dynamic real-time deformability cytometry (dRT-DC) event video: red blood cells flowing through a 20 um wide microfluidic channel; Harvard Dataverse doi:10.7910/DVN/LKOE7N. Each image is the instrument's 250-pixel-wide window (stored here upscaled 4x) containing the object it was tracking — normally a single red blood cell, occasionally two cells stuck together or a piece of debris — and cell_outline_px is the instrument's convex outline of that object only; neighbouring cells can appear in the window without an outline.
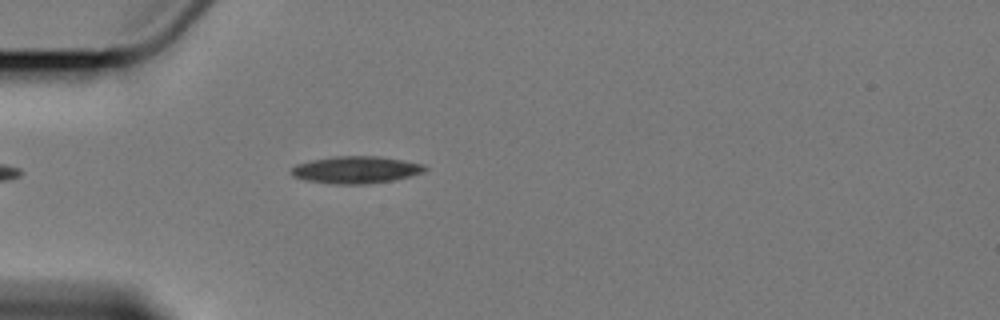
{"species": "Egyptian fruit bat (a non-hibernating species)", "species_latin": "Rousettus aegyptiacus", "temperature_condition": "cold", "stored_images_in_passage": 2, "camera_frame_rate_fps": 3000, "um_per_image_px": 0.085, "animal": {"sex": "female"}, "frame": {"image": 1, "passage_image": 2, "time_ms": 1.333, "image_size_px": [1000, 320], "cell_outline_px": [[428, 168], [424, 172], [392, 180], [364, 184], [332, 184], [308, 180], [292, 176], [292, 168], [296, 164], [312, 160], [336, 156], [380, 156], [404, 160], [424, 164]], "centroid_in_image_um": [30.28, 14.42], "position_along_channel_um": 54.7, "area_um2": 20.98}}